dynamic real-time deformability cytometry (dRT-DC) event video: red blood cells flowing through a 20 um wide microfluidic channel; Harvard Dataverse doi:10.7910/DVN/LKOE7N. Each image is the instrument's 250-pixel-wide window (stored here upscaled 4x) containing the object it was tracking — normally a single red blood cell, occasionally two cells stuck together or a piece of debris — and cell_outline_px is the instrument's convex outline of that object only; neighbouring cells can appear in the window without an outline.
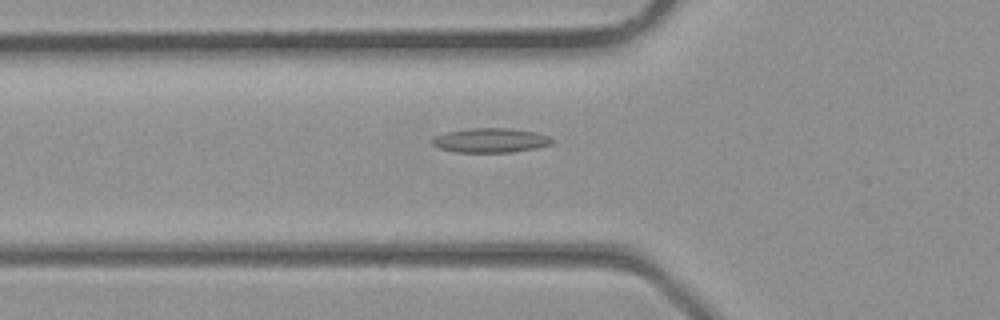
{"species": "common noctule bat (a hibernating species)", "species_latin": "Nyctalus noctula", "temperature_condition": "room temperature", "stored_images_in_passage": 31, "camera_frame_rate_fps": 3000, "um_per_image_px": 0.085, "animal": {"sex": "male", "body_mass_g": 23.1, "forearm_length_mm": 52.7}, "frame": {"image": 1, "passage_image": 7, "time_ms": 2.0, "image_size_px": [1000, 320], "cell_outline_px": [[552, 144], [536, 148], [512, 152], [456, 152], [440, 148], [432, 144], [432, 140], [436, 136], [448, 132], [468, 128], [512, 128], [536, 132], [548, 136], [552, 140]], "centroid_in_image_um": [41.72, 11.92], "position_along_channel_um": 84.1, "area_um2": 16.94}}
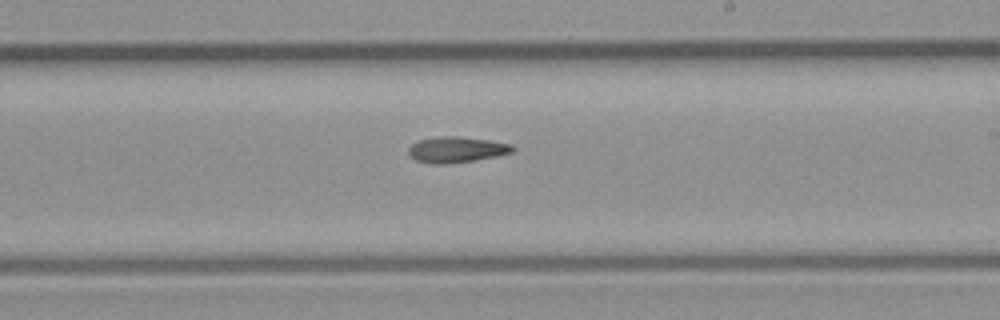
{"frame": {"image": 2, "passage_image": 16, "time_ms": 5.0, "image_size_px": [1000, 320], "cell_outline_px": [[516, 148], [512, 152], [496, 156], [476, 160], [440, 164], [432, 164], [416, 160], [408, 156], [408, 148], [412, 144], [420, 140], [440, 136], [456, 136], [488, 140], [512, 144]], "centroid_in_image_um": [38.79, 12.72], "position_along_channel_um": 250.2, "area_um2": 15.61}}
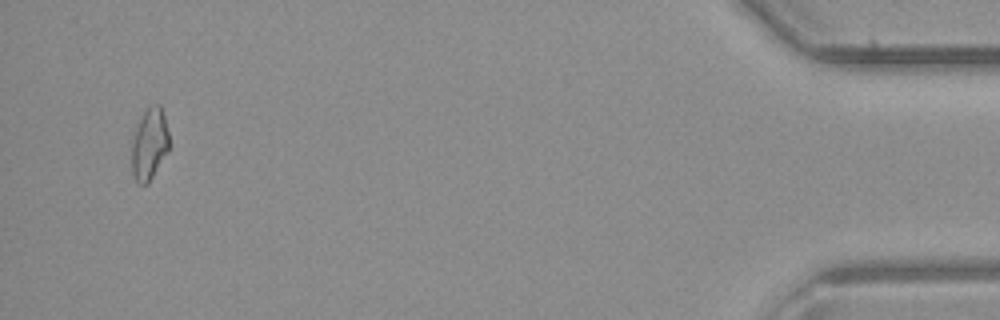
{"frame": {"image": 3, "passage_image": 30, "time_ms": 9.667, "image_size_px": [1000, 320], "cell_outline_px": [[168, 152], [148, 184], [140, 184], [136, 180], [132, 172], [132, 136], [144, 112], [152, 104], [160, 104], [164, 116], [168, 132]], "centroid_in_image_um": [12.7, 12.26], "position_along_channel_um": 422.5, "area_um2": 15.49}}